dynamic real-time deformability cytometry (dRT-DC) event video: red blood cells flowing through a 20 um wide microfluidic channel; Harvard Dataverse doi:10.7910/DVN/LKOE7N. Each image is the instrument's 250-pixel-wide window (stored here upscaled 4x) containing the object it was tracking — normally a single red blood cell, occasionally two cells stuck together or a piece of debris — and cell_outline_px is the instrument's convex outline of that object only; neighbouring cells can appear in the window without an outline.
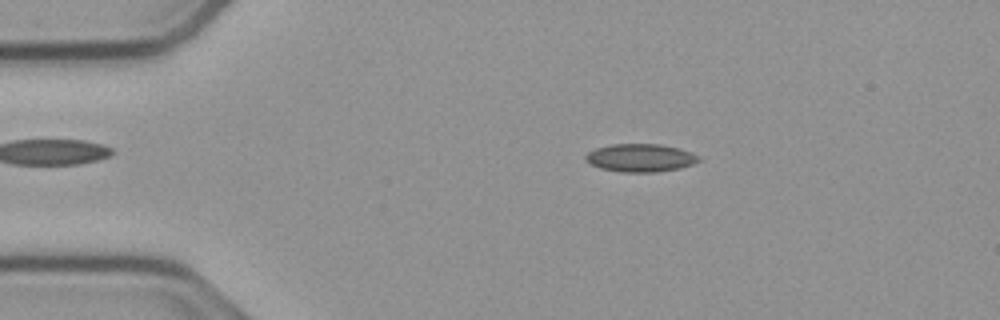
{"species": "common noctule bat (a hibernating species)", "species_latin": "Nyctalus noctula", "temperature_condition": "cold", "stored_images_in_passage": 53, "camera_frame_rate_fps": 3000, "um_per_image_px": 0.085, "animal": {"sex": "male", "body_mass_g": 23.1, "forearm_length_mm": 52.7}, "frame": {"image": 1, "passage_image": 9, "time_ms": 2.667, "image_size_px": [1000, 320], "cell_outline_px": [[700, 160], [692, 164], [680, 168], [656, 172], [620, 172], [600, 168], [584, 160], [584, 156], [588, 152], [596, 148], [612, 144], [660, 144], [680, 148], [692, 152], [700, 156]], "centroid_in_image_um": [54.44, 13.41], "position_along_channel_um": 30.6, "area_um2": 18.55}}
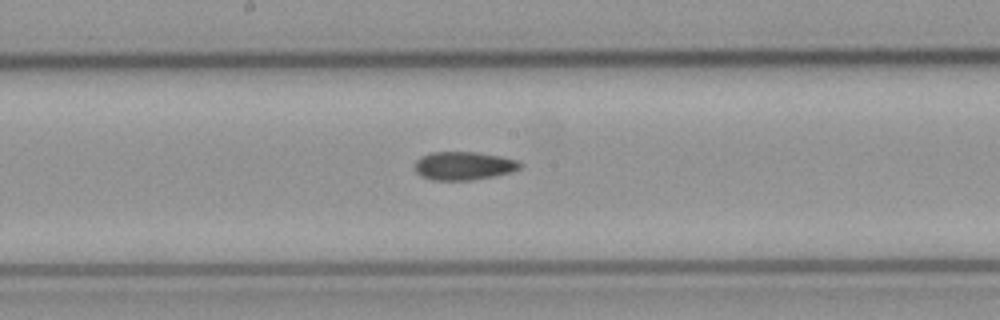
{"frame": {"image": 2, "passage_image": 27, "time_ms": 8.667, "image_size_px": [1000, 320], "cell_outline_px": [[524, 164], [520, 168], [508, 172], [492, 176], [472, 180], [432, 180], [420, 176], [416, 172], [416, 160], [420, 156], [432, 152], [476, 152], [500, 156], [516, 160]], "centroid_in_image_um": [39.38, 14.09], "position_along_channel_um": 208.8, "area_um2": 17.28}}
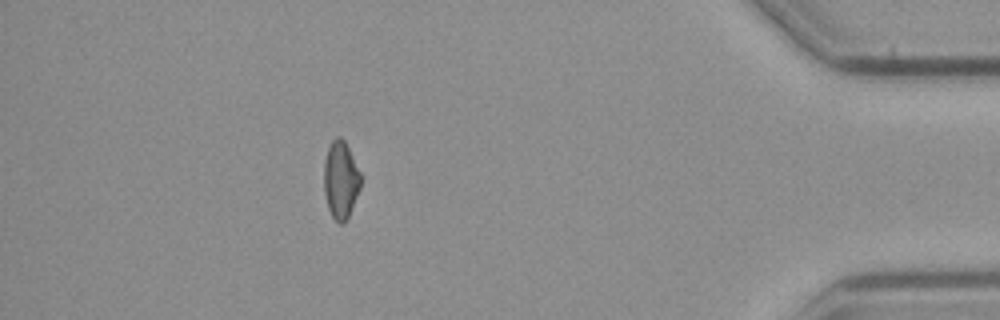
{"frame": {"image": 3, "passage_image": 47, "time_ms": 15.333, "image_size_px": [1000, 320], "cell_outline_px": [[360, 188], [348, 216], [344, 224], [340, 224], [332, 216], [328, 208], [324, 192], [324, 160], [328, 148], [332, 140], [336, 136], [340, 136], [344, 140], [360, 172]], "centroid_in_image_um": [28.94, 15.28], "position_along_channel_um": 406.3, "area_um2": 16.42}, "authors_computed_cell_mechanics": {"area_um2": 17.2244, "velocity_mm_per_s": 3.7634, "shape_relaxation_time_tau1_ms": 7.4506, "shape_relaxation_time_tau2_ms": 3.8465, "deformation_change_tau1": 0.1159, "deformation_change_tau2": 0.1025}}